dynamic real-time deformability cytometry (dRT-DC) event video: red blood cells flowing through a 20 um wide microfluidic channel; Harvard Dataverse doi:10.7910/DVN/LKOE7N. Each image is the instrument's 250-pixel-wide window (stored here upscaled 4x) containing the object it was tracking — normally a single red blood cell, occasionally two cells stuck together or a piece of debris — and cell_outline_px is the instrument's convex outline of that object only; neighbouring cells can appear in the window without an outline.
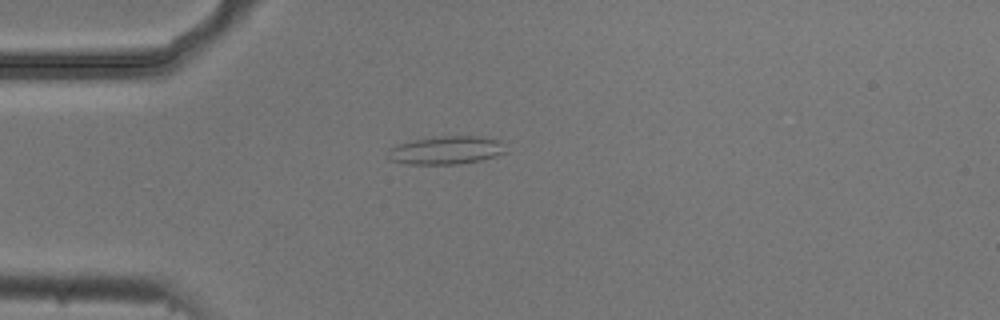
{"species": "common noctule bat (a hibernating species)", "species_latin": "Nyctalus noctula", "temperature_condition": "cold", "stored_images_in_passage": 6, "camera_frame_rate_fps": 3000, "um_per_image_px": 0.085, "animal": {"sex": "male", "body_mass_g": 20.5, "forearm_length_mm": 52.5}, "frame": {"image": 1, "passage_image": 4, "time_ms": 1.0, "image_size_px": [1000, 320], "cell_outline_px": [[508, 152], [496, 156], [480, 160], [460, 164], [408, 164], [392, 160], [388, 148], [400, 144], [416, 140], [444, 136], [480, 136], [500, 140]], "centroid_in_image_um": [38.01, 12.77], "position_along_channel_um": 47.0, "area_um2": 19.07}}
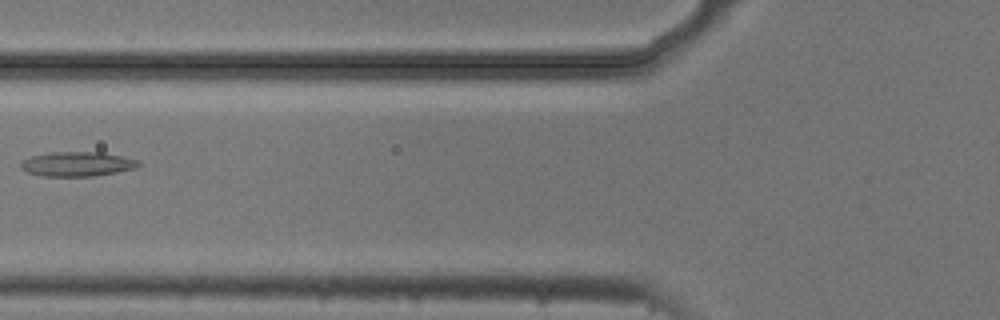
{"frame": {"image": 2, "passage_image": 6, "time_ms": 1.667, "image_size_px": [1000, 320], "cell_outline_px": [[144, 164], [136, 168], [116, 172], [92, 176], [44, 176], [28, 172], [20, 168], [20, 160], [32, 156], [52, 152], [104, 152], [124, 156], [136, 160]], "centroid_in_image_um": [6.58, 13.93], "position_along_channel_um": 119.2, "area_um2": 16.94}}